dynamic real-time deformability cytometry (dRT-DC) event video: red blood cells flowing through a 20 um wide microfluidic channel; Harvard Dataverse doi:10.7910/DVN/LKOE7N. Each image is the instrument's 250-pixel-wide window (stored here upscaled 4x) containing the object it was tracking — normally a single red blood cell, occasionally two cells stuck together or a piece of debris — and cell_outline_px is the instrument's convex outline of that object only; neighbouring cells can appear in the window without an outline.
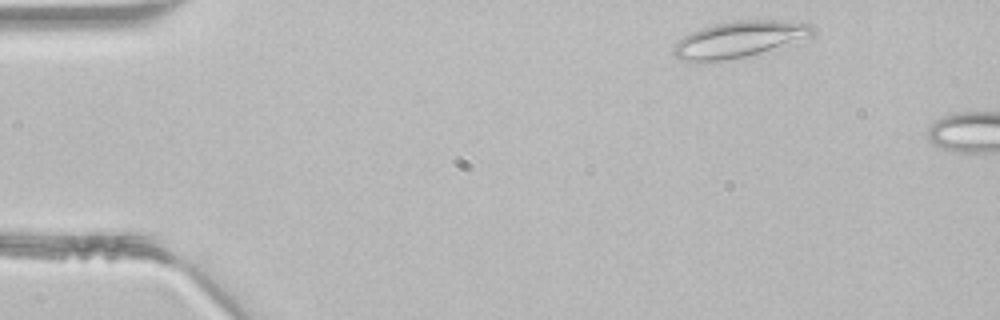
{"species": "common noctule bat (a hibernating species)", "species_latin": "Nyctalus noctula", "temperature_condition": "room temperature", "stored_images_in_passage": 5, "camera_frame_rate_fps": 3000, "um_per_image_px": 0.085, "animal": {"sex": "male", "body_mass_g": 21.5, "forearm_length_mm": 52.0}, "frame": {"image": 1, "passage_image": 2, "time_ms": 0.333, "image_size_px": [1000, 320], "cell_outline_px": [[816, 32], [760, 52], [744, 56], [704, 64], [680, 60], [672, 56], [672, 48], [684, 36], [700, 28], [716, 24], [740, 20], [772, 20], [812, 24], [816, 28]], "centroid_in_image_um": [62.67, 3.37], "position_along_channel_um": 22.3, "area_um2": 28.78}}